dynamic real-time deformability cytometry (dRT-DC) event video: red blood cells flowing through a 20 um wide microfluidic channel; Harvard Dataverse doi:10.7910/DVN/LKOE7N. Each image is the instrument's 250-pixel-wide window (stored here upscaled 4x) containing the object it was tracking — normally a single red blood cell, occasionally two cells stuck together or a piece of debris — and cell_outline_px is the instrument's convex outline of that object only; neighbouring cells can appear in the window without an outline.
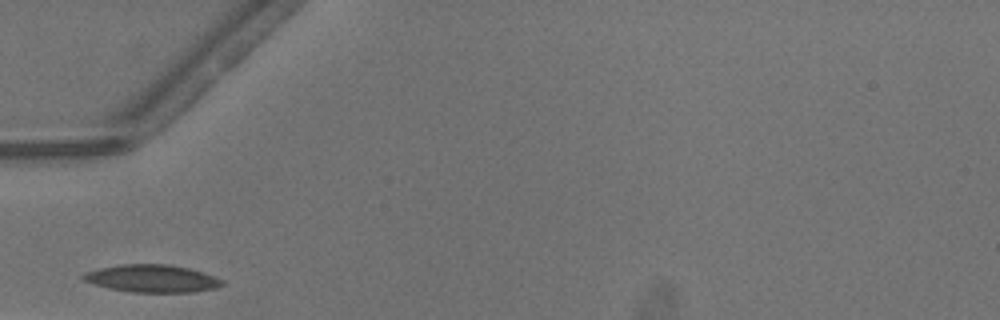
{"species": "common noctule bat (a hibernating species)", "species_latin": "Nyctalus noctula", "temperature_condition": "warm", "stored_images_in_passage": 17, "camera_frame_rate_fps": 3000, "um_per_image_px": 0.085, "animal": {"sex": "male", "body_mass_g": 13.3}, "frame": {"image": 1, "passage_image": 1, "time_ms": 0.0, "image_size_px": [1000, 320], "cell_outline_px": [[224, 284], [216, 288], [192, 292], [132, 292], [108, 288], [80, 280], [80, 276], [88, 272], [100, 268], [120, 264], [168, 264], [188, 268], [204, 272], [216, 276], [224, 280]], "centroid_in_image_um": [12.94, 23.67], "position_along_channel_um": 72.1, "area_um2": 22.43}}
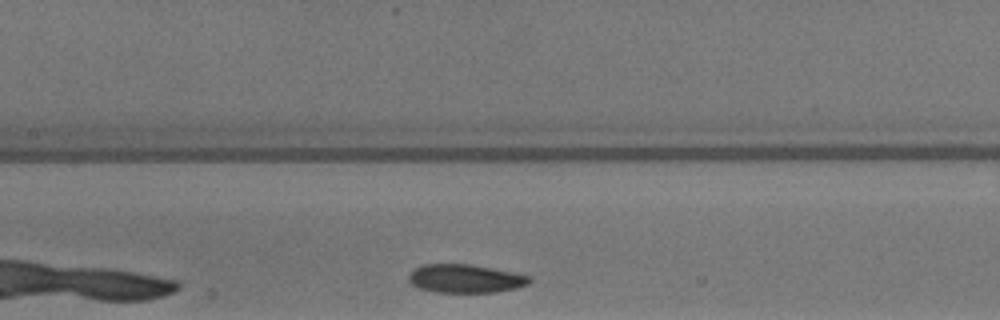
{"frame": {"image": 2, "passage_image": 8, "time_ms": 2.333, "image_size_px": [1000, 320], "cell_outline_px": [[532, 280], [528, 284], [516, 288], [496, 292], [436, 292], [420, 288], [412, 284], [408, 280], [408, 276], [416, 268], [424, 264], [468, 264], [532, 276]], "centroid_in_image_um": [39.57, 23.68], "position_along_channel_um": 167.8, "area_um2": 19.77}}
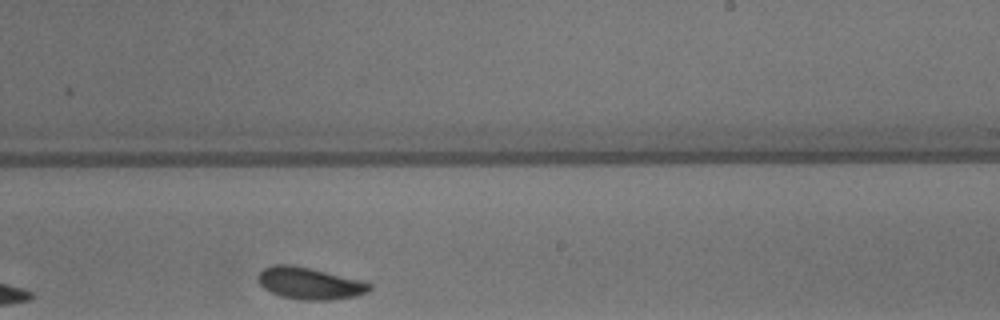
{"frame": {"image": 3, "passage_image": 15, "time_ms": 4.667, "image_size_px": [1000, 320], "cell_outline_px": [[372, 288], [368, 292], [356, 296], [332, 300], [300, 300], [280, 296], [264, 288], [260, 284], [260, 272], [264, 268], [272, 264], [292, 264], [312, 268], [364, 280], [372, 284]], "centroid_in_image_um": [26.39, 24.08], "position_along_channel_um": 262.6, "area_um2": 20.98}}